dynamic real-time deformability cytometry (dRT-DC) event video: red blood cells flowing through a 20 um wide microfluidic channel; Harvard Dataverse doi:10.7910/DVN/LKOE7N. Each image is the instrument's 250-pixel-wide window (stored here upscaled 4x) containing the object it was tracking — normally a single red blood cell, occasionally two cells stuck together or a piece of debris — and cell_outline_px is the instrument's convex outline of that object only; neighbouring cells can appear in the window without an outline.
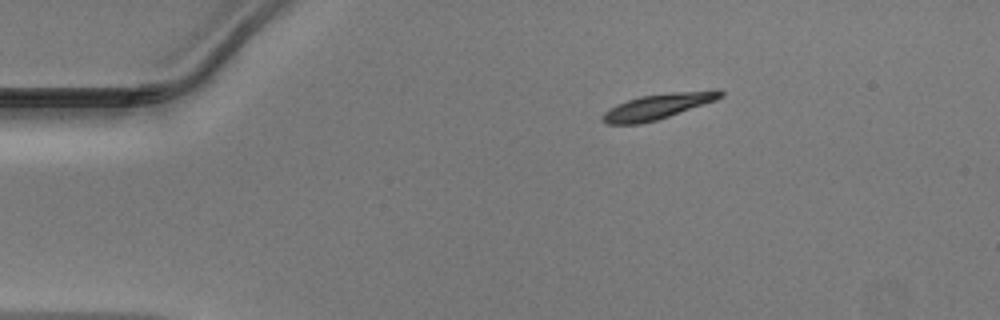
{"species": "Egyptian fruit bat (a non-hibernating species)", "species_latin": "Rousettus aegyptiacus", "temperature_condition": "warm", "stored_images_in_passage": 41, "camera_frame_rate_fps": 3000, "um_per_image_px": 0.085, "animal": {"sex": "male"}, "frame": {"image": 1, "passage_image": 1, "time_ms": 0.0, "image_size_px": [1000, 320], "cell_outline_px": [[724, 96], [716, 100], [656, 120], [640, 124], [604, 124], [600, 120], [600, 116], [608, 108], [616, 104], [640, 96], [672, 92], [716, 88], [720, 88], [724, 92]], "centroid_in_image_um": [55.93, 9.02], "position_along_channel_um": 29.1, "area_um2": 17.8}}
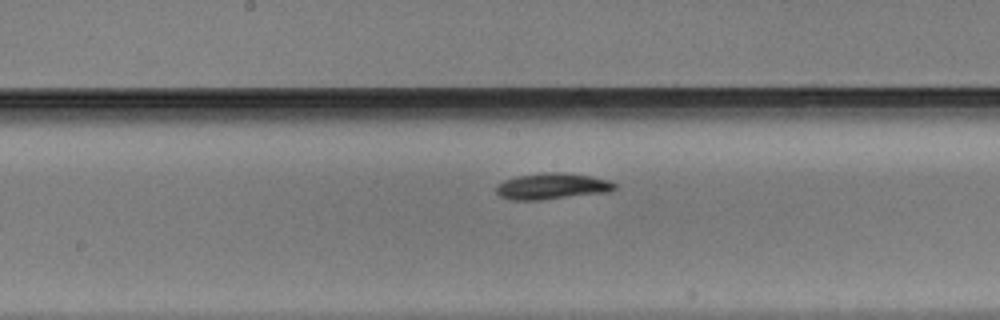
{"frame": {"image": 2, "passage_image": 18, "time_ms": 5.667, "image_size_px": [1000, 320], "cell_outline_px": [[616, 188], [608, 192], [540, 200], [508, 200], [500, 196], [496, 192], [496, 188], [504, 180], [516, 176], [540, 172], [564, 172], [592, 176], [608, 180], [616, 184]], "centroid_in_image_um": [46.92, 15.82], "position_along_channel_um": 201.3, "area_um2": 18.21}}
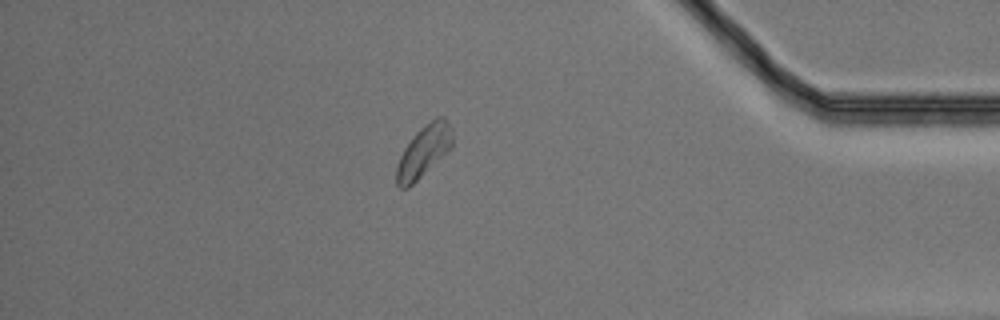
{"frame": {"image": 3, "passage_image": 35, "time_ms": 11.333, "image_size_px": [1000, 320], "cell_outline_px": [[452, 148], [408, 188], [400, 188], [396, 184], [396, 168], [400, 156], [404, 148], [416, 132], [424, 124], [436, 116], [444, 116], [448, 120], [452, 128]], "centroid_in_image_um": [36.04, 12.82], "position_along_channel_um": 399.2, "area_um2": 16.94}}